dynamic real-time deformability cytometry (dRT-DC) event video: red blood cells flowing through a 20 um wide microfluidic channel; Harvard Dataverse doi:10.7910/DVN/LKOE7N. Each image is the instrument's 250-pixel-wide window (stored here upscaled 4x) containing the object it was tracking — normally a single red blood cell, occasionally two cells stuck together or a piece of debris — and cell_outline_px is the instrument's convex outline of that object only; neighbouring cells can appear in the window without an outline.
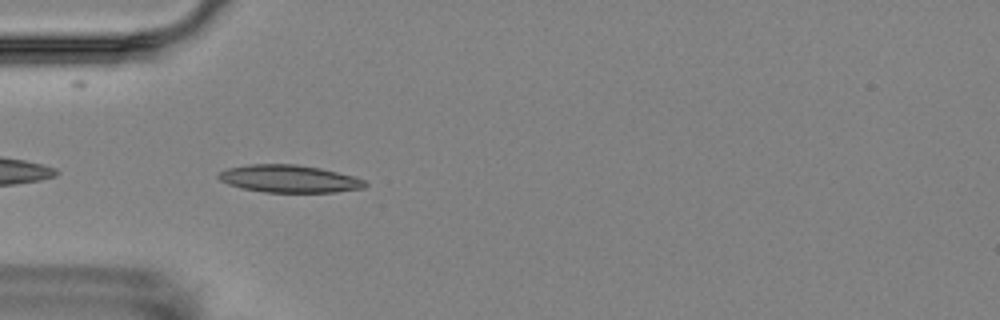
{"species": "Egyptian fruit bat (a non-hibernating species)", "species_latin": "Rousettus aegyptiacus", "temperature_condition": "room temperature", "stored_images_in_passage": 2, "camera_frame_rate_fps": 3000, "um_per_image_px": 0.085, "animal": {"sex": "female"}, "frame": {"image": 1, "passage_image": 1, "time_ms": 0.0, "image_size_px": [1000, 320], "cell_outline_px": [[368, 184], [364, 188], [336, 192], [264, 192], [240, 188], [228, 184], [220, 180], [216, 176], [220, 172], [228, 168], [252, 164], [296, 164], [320, 168], [356, 176], [364, 180]], "centroid_in_image_um": [24.6, 15.2], "position_along_channel_um": 60.4, "area_um2": 23.58}}
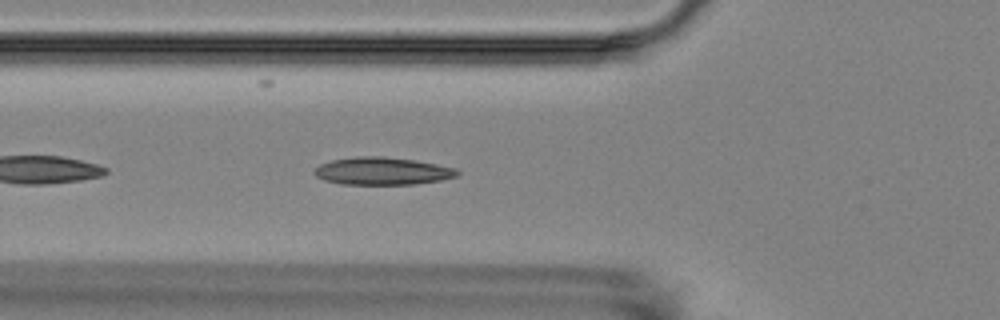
{"frame": {"image": 2, "passage_image": 2, "time_ms": 1.0, "image_size_px": [1000, 320], "cell_outline_px": [[460, 172], [456, 176], [440, 180], [416, 184], [340, 184], [324, 180], [316, 176], [312, 172], [320, 164], [332, 160], [356, 156], [380, 156], [412, 160], [436, 164], [456, 168]], "centroid_in_image_um": [32.47, 14.54], "position_along_channel_um": 93.3, "area_um2": 22.83}}